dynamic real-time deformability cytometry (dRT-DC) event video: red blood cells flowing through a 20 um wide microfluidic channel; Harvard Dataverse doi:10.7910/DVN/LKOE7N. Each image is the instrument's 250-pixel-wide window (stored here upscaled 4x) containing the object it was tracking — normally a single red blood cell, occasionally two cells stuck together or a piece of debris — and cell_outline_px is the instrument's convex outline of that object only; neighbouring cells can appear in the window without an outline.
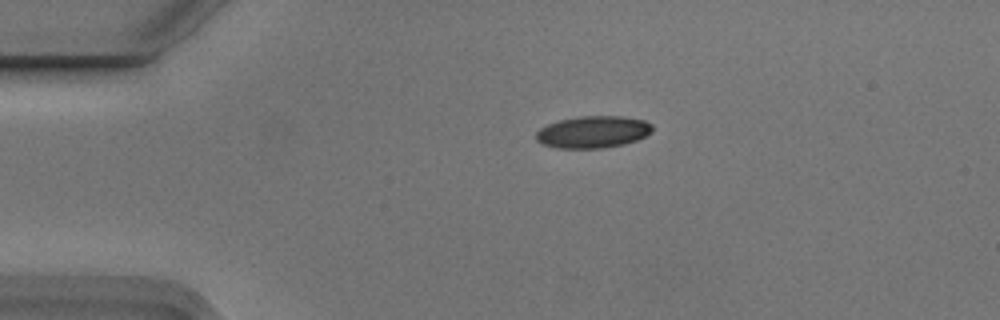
{"species": "Egyptian fruit bat (a non-hibernating species)", "species_latin": "Rousettus aegyptiacus", "temperature_condition": "cold", "stored_images_in_passage": 6, "camera_frame_rate_fps": 3000, "um_per_image_px": 0.085, "animal": {"sex": "male"}, "frame": {"image": 1, "passage_image": 1, "time_ms": 0.0, "image_size_px": [1000, 320], "cell_outline_px": [[652, 132], [636, 140], [624, 144], [600, 148], [556, 148], [544, 144], [536, 140], [536, 132], [540, 128], [548, 124], [560, 120], [580, 116], [624, 116], [644, 120], [652, 124]], "centroid_in_image_um": [50.41, 11.21], "position_along_channel_um": 34.6, "area_um2": 21.62}}
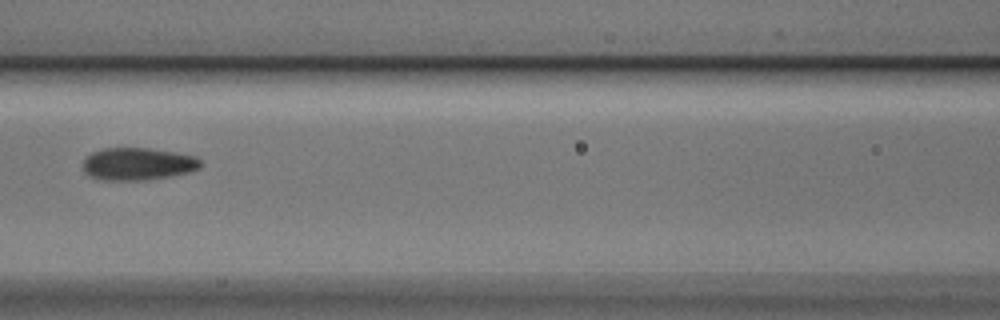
{"frame": {"image": 2, "passage_image": 4, "time_ms": 1.0, "image_size_px": [1000, 320], "cell_outline_px": [[200, 168], [188, 172], [172, 176], [144, 180], [104, 180], [88, 176], [84, 172], [84, 160], [92, 152], [104, 148], [148, 148], [176, 152], [196, 156], [200, 160]], "centroid_in_image_um": [11.72, 13.93], "position_along_channel_um": 154.9, "area_um2": 22.25}}
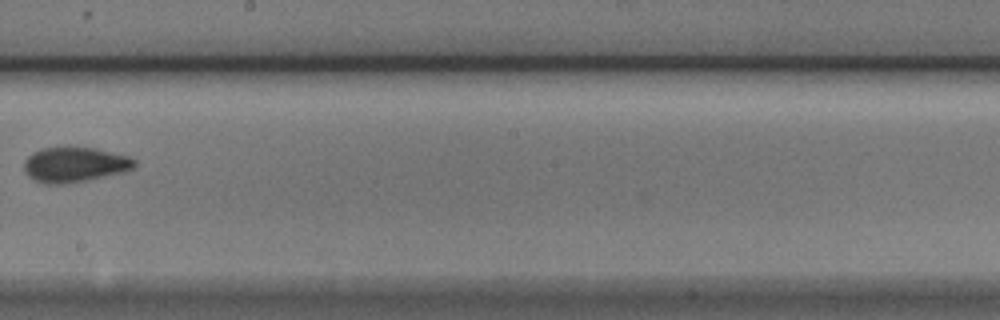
{"frame": {"image": 3, "passage_image": 6, "time_ms": 1.667, "image_size_px": [1000, 320], "cell_outline_px": [[136, 164], [132, 168], [124, 172], [88, 180], [64, 184], [44, 184], [32, 180], [24, 172], [24, 160], [32, 152], [40, 148], [68, 144], [96, 148], [128, 156], [136, 160]], "centroid_in_image_um": [6.29, 13.96], "position_along_channel_um": 241.9, "area_um2": 23.47}}